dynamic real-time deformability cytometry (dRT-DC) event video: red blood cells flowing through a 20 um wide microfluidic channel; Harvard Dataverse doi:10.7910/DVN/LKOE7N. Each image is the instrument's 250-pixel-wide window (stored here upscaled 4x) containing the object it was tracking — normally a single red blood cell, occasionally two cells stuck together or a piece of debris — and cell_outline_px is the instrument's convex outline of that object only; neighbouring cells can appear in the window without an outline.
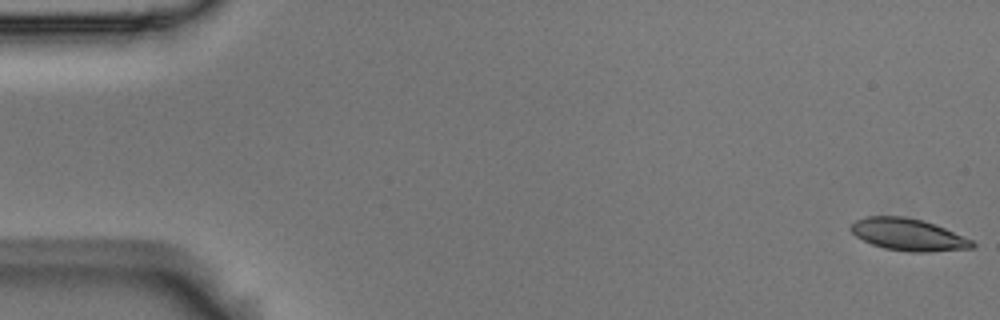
{"species": "Egyptian fruit bat (a non-hibernating species)", "species_latin": "Rousettus aegyptiacus", "temperature_condition": "room temperature", "stored_images_in_passage": 57, "camera_frame_rate_fps": 3000, "um_per_image_px": 0.085, "animal": {"sex": "male"}, "frame": {"image": 1, "passage_image": 1, "time_ms": 0.0, "image_size_px": [1000, 320], "cell_outline_px": [[976, 244], [972, 248], [928, 252], [908, 252], [884, 248], [872, 244], [856, 236], [848, 228], [856, 220], [868, 216], [904, 216], [924, 220], [944, 228], [972, 240]], "centroid_in_image_um": [77.19, 19.94], "position_along_channel_um": 7.8, "area_um2": 22.6}}
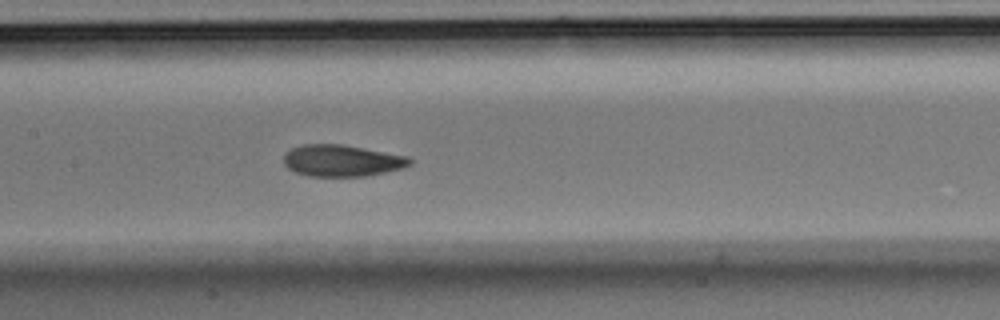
{"frame": {"image": 2, "passage_image": 27, "time_ms": 8.667, "image_size_px": [1000, 320], "cell_outline_px": [[412, 164], [404, 168], [364, 176], [308, 176], [296, 172], [288, 168], [284, 164], [284, 152], [292, 148], [304, 144], [344, 144], [408, 156], [412, 160]], "centroid_in_image_um": [29.07, 13.64], "position_along_channel_um": 178.3, "area_um2": 23.35}}
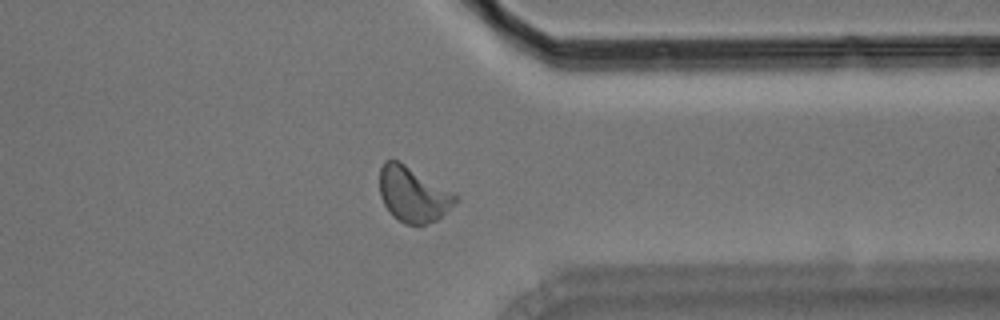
{"frame": {"image": 3, "passage_image": 44, "time_ms": 14.333, "image_size_px": [1000, 320], "cell_outline_px": [[460, 200], [436, 220], [420, 228], [416, 228], [404, 224], [392, 216], [384, 204], [380, 196], [380, 168], [384, 160], [400, 160], [460, 196]], "centroid_in_image_um": [35.13, 16.55], "position_along_channel_um": 376.3, "area_um2": 25.09}, "authors_computed_cell_mechanics": {"area_um2": 23.4668, "velocity_mm_per_s": 3.5781, "shape_relaxation_time_tau1_ms": 3.6933, "shape_relaxation_time_tau2_ms": 2.2518, "deformation_change_tau1": 0.1227, "deformation_change_tau2": 0.0739}}